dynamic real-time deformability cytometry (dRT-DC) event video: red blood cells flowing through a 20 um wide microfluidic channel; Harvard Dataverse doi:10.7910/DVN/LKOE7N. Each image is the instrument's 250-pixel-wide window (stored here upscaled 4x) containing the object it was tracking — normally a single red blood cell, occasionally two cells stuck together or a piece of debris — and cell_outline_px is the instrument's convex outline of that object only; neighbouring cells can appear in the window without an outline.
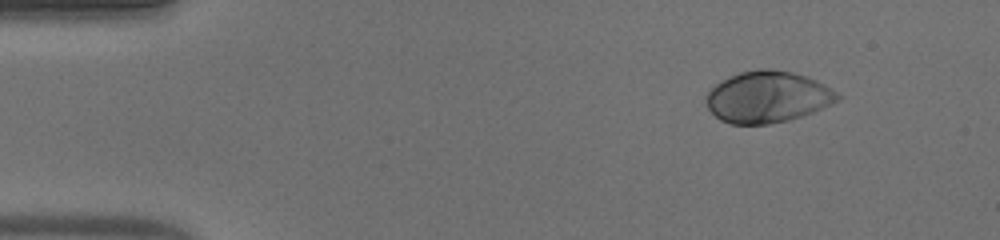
{"species": "human", "species_latin": "Homo sapiens", "temperature_condition": "warm", "stored_images_in_passage": 49, "camera_frame_rate_fps": 3000, "um_per_image_px": 0.085, "donor": {"sex": "male"}, "frame": {"image": 1, "passage_image": 7, "time_ms": 2.0, "image_size_px": [1000, 240], "cell_outline_px": [[796, 76], [780, 120], [760, 124], [736, 124], [724, 120], [716, 116], [712, 112], [708, 104], [708, 96], [720, 84], [736, 76], [748, 72], [784, 72]], "centroid_in_image_um": [63.93, 8.3], "position_along_channel_um": 21.1, "area_um2": 25.66}}
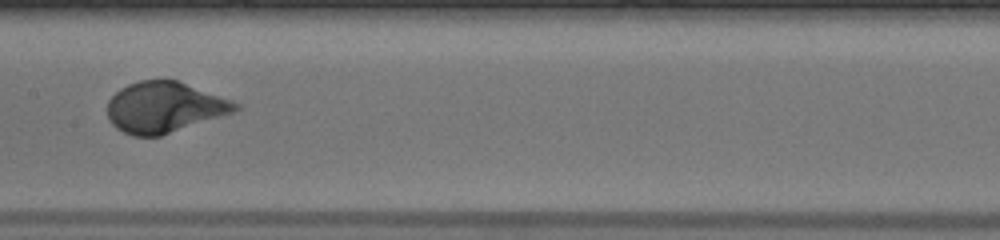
{"frame": {"image": 2, "passage_image": 26, "time_ms": 8.333, "image_size_px": [1000, 240], "cell_outline_px": [[232, 108], [156, 136], [140, 136], [128, 132], [120, 128], [112, 120], [108, 112], [108, 104], [124, 88], [132, 84], [148, 80], [172, 80], [232, 104]], "centroid_in_image_um": [13.73, 9.11], "position_along_channel_um": 193.7, "area_um2": 33.06}}
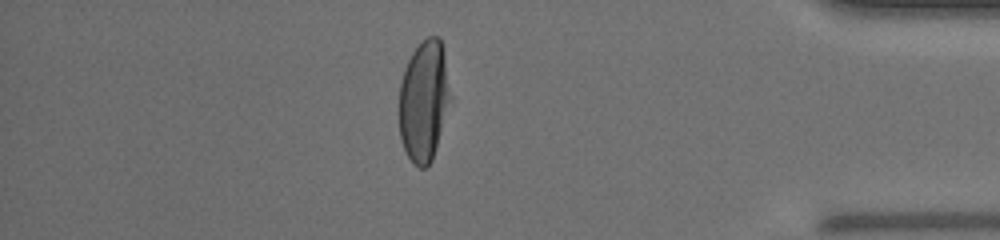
{"frame": {"image": 3, "passage_image": 43, "time_ms": 14.0, "image_size_px": [1000, 240], "cell_outline_px": [[440, 100], [436, 140], [432, 156], [428, 164], [416, 164], [412, 160], [404, 144], [400, 132], [400, 88], [408, 64], [416, 48], [424, 40], [440, 40]], "centroid_in_image_um": [35.8, 8.65], "position_along_channel_um": 399.4, "area_um2": 29.25}}